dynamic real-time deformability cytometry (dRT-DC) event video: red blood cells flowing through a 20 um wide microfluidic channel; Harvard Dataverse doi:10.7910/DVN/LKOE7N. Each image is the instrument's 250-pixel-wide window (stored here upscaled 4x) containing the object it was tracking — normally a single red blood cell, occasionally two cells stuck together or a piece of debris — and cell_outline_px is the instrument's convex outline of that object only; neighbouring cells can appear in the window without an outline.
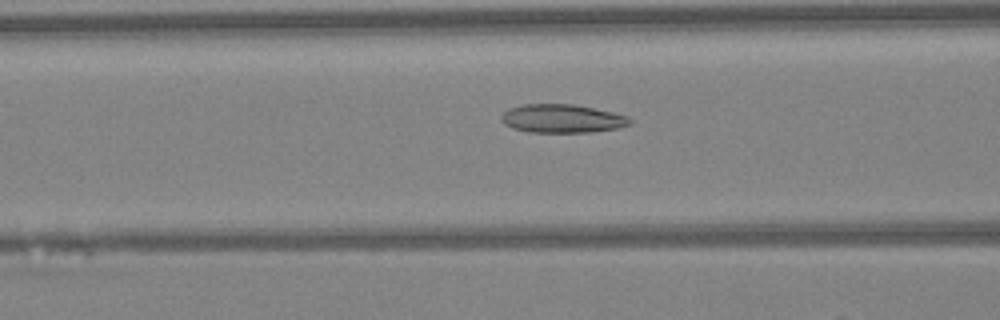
{"species": "Egyptian fruit bat (a non-hibernating species)", "species_latin": "Rousettus aegyptiacus", "temperature_condition": "warm", "stored_images_in_passage": 26, "camera_frame_rate_fps": 3000, "um_per_image_px": 0.085, "animal": {"sex": "female"}, "frame": {"image": 1, "passage_image": 7, "time_ms": 2.0, "image_size_px": [1000, 320], "cell_outline_px": [[632, 120], [628, 124], [616, 128], [592, 132], [528, 132], [512, 128], [504, 124], [500, 120], [500, 116], [508, 108], [524, 104], [572, 104], [612, 112], [628, 116]], "centroid_in_image_um": [47.72, 10.08], "position_along_channel_um": 118.9, "area_um2": 21.27}}
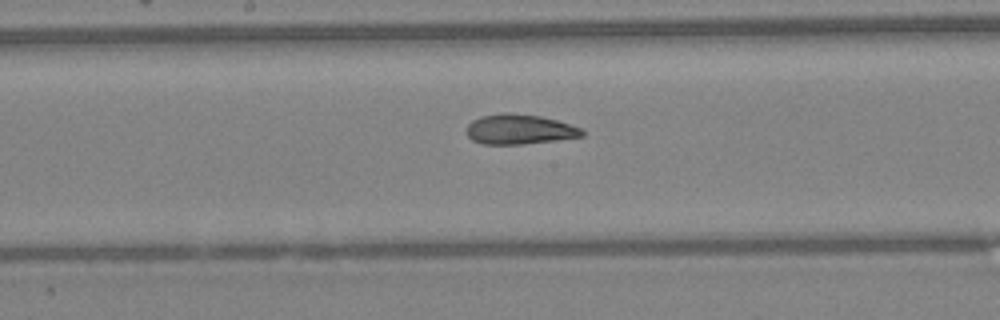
{"frame": {"image": 2, "passage_image": 13, "time_ms": 4.0, "image_size_px": [1000, 320], "cell_outline_px": [[584, 136], [556, 140], [524, 144], [484, 144], [472, 140], [464, 132], [468, 124], [472, 120], [480, 116], [504, 112], [512, 112], [540, 116], [556, 120], [580, 128], [584, 132]], "centroid_in_image_um": [44.1, 10.98], "position_along_channel_um": 204.1, "area_um2": 20.29}}
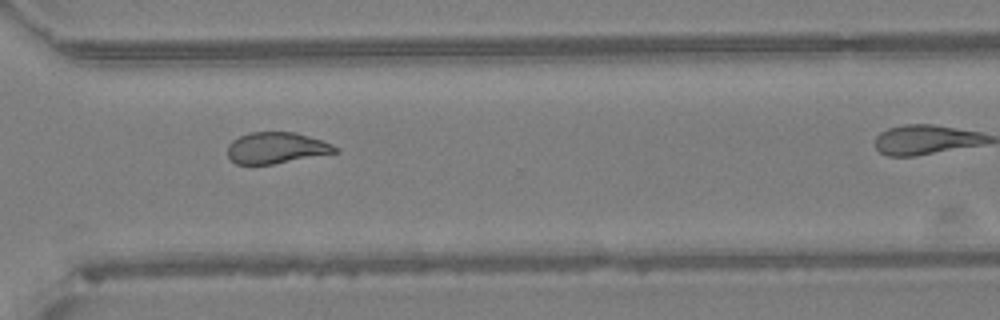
{"frame": {"image": 3, "passage_image": 23, "time_ms": 7.333, "image_size_px": [1000, 320], "cell_outline_px": [[340, 152], [272, 164], [236, 164], [228, 156], [228, 144], [232, 140], [240, 136], [252, 132], [296, 132], [332, 144]], "centroid_in_image_um": [23.48, 12.57], "position_along_channel_um": 347.1, "area_um2": 19.42}}